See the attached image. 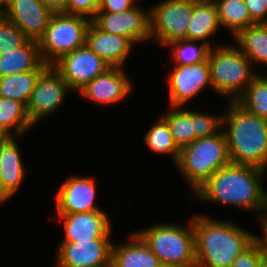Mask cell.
Masks as SVG:
<instances>
[{"instance_id": "cell-32", "label": "cell", "mask_w": 267, "mask_h": 267, "mask_svg": "<svg viewBox=\"0 0 267 267\" xmlns=\"http://www.w3.org/2000/svg\"><path fill=\"white\" fill-rule=\"evenodd\" d=\"M27 40L16 24L0 16V53L13 51Z\"/></svg>"}, {"instance_id": "cell-11", "label": "cell", "mask_w": 267, "mask_h": 267, "mask_svg": "<svg viewBox=\"0 0 267 267\" xmlns=\"http://www.w3.org/2000/svg\"><path fill=\"white\" fill-rule=\"evenodd\" d=\"M139 3L124 12H96L91 22L106 33L129 38L136 46L150 43V8Z\"/></svg>"}, {"instance_id": "cell-19", "label": "cell", "mask_w": 267, "mask_h": 267, "mask_svg": "<svg viewBox=\"0 0 267 267\" xmlns=\"http://www.w3.org/2000/svg\"><path fill=\"white\" fill-rule=\"evenodd\" d=\"M85 46L103 59L110 67L126 68L129 56L137 46L124 36L106 33L90 22L85 34Z\"/></svg>"}, {"instance_id": "cell-46", "label": "cell", "mask_w": 267, "mask_h": 267, "mask_svg": "<svg viewBox=\"0 0 267 267\" xmlns=\"http://www.w3.org/2000/svg\"><path fill=\"white\" fill-rule=\"evenodd\" d=\"M112 265H104V266H99V267H111Z\"/></svg>"}, {"instance_id": "cell-13", "label": "cell", "mask_w": 267, "mask_h": 267, "mask_svg": "<svg viewBox=\"0 0 267 267\" xmlns=\"http://www.w3.org/2000/svg\"><path fill=\"white\" fill-rule=\"evenodd\" d=\"M126 68L110 67L104 73L97 76L92 81L88 82L78 94L81 99L93 102L99 106H112L122 102H126L127 107L130 106L127 102V97L132 95L134 91L133 80L129 77Z\"/></svg>"}, {"instance_id": "cell-47", "label": "cell", "mask_w": 267, "mask_h": 267, "mask_svg": "<svg viewBox=\"0 0 267 267\" xmlns=\"http://www.w3.org/2000/svg\"><path fill=\"white\" fill-rule=\"evenodd\" d=\"M265 76H267V69L265 70V72L263 73Z\"/></svg>"}, {"instance_id": "cell-30", "label": "cell", "mask_w": 267, "mask_h": 267, "mask_svg": "<svg viewBox=\"0 0 267 267\" xmlns=\"http://www.w3.org/2000/svg\"><path fill=\"white\" fill-rule=\"evenodd\" d=\"M261 73L235 102L250 114L267 120V76Z\"/></svg>"}, {"instance_id": "cell-29", "label": "cell", "mask_w": 267, "mask_h": 267, "mask_svg": "<svg viewBox=\"0 0 267 267\" xmlns=\"http://www.w3.org/2000/svg\"><path fill=\"white\" fill-rule=\"evenodd\" d=\"M164 48H168L170 53V65H191L206 61L211 47L201 41L188 39L175 40L166 44Z\"/></svg>"}, {"instance_id": "cell-36", "label": "cell", "mask_w": 267, "mask_h": 267, "mask_svg": "<svg viewBox=\"0 0 267 267\" xmlns=\"http://www.w3.org/2000/svg\"><path fill=\"white\" fill-rule=\"evenodd\" d=\"M251 20L257 23H267V7L263 0H244Z\"/></svg>"}, {"instance_id": "cell-44", "label": "cell", "mask_w": 267, "mask_h": 267, "mask_svg": "<svg viewBox=\"0 0 267 267\" xmlns=\"http://www.w3.org/2000/svg\"><path fill=\"white\" fill-rule=\"evenodd\" d=\"M0 205H1V163H0Z\"/></svg>"}, {"instance_id": "cell-25", "label": "cell", "mask_w": 267, "mask_h": 267, "mask_svg": "<svg viewBox=\"0 0 267 267\" xmlns=\"http://www.w3.org/2000/svg\"><path fill=\"white\" fill-rule=\"evenodd\" d=\"M221 27L227 30L233 39L241 30L255 24L248 12L244 0H213Z\"/></svg>"}, {"instance_id": "cell-35", "label": "cell", "mask_w": 267, "mask_h": 267, "mask_svg": "<svg viewBox=\"0 0 267 267\" xmlns=\"http://www.w3.org/2000/svg\"><path fill=\"white\" fill-rule=\"evenodd\" d=\"M140 0H100L97 12H124L133 8Z\"/></svg>"}, {"instance_id": "cell-33", "label": "cell", "mask_w": 267, "mask_h": 267, "mask_svg": "<svg viewBox=\"0 0 267 267\" xmlns=\"http://www.w3.org/2000/svg\"><path fill=\"white\" fill-rule=\"evenodd\" d=\"M263 258L261 246L258 241L255 240L232 262L231 267H259Z\"/></svg>"}, {"instance_id": "cell-45", "label": "cell", "mask_w": 267, "mask_h": 267, "mask_svg": "<svg viewBox=\"0 0 267 267\" xmlns=\"http://www.w3.org/2000/svg\"><path fill=\"white\" fill-rule=\"evenodd\" d=\"M265 178H266V182H267V167L265 168Z\"/></svg>"}, {"instance_id": "cell-16", "label": "cell", "mask_w": 267, "mask_h": 267, "mask_svg": "<svg viewBox=\"0 0 267 267\" xmlns=\"http://www.w3.org/2000/svg\"><path fill=\"white\" fill-rule=\"evenodd\" d=\"M55 216L57 222L63 224V236L60 242L113 238V220L106 210Z\"/></svg>"}, {"instance_id": "cell-1", "label": "cell", "mask_w": 267, "mask_h": 267, "mask_svg": "<svg viewBox=\"0 0 267 267\" xmlns=\"http://www.w3.org/2000/svg\"><path fill=\"white\" fill-rule=\"evenodd\" d=\"M265 170L230 162L217 170L191 196L197 204H219L251 212L260 225L267 212ZM265 184V185H264ZM258 216V217H257Z\"/></svg>"}, {"instance_id": "cell-4", "label": "cell", "mask_w": 267, "mask_h": 267, "mask_svg": "<svg viewBox=\"0 0 267 267\" xmlns=\"http://www.w3.org/2000/svg\"><path fill=\"white\" fill-rule=\"evenodd\" d=\"M214 46L208 54L213 93L235 101L260 74L251 61L231 41Z\"/></svg>"}, {"instance_id": "cell-43", "label": "cell", "mask_w": 267, "mask_h": 267, "mask_svg": "<svg viewBox=\"0 0 267 267\" xmlns=\"http://www.w3.org/2000/svg\"><path fill=\"white\" fill-rule=\"evenodd\" d=\"M158 267H175V266L168 265V264H165V263H160Z\"/></svg>"}, {"instance_id": "cell-12", "label": "cell", "mask_w": 267, "mask_h": 267, "mask_svg": "<svg viewBox=\"0 0 267 267\" xmlns=\"http://www.w3.org/2000/svg\"><path fill=\"white\" fill-rule=\"evenodd\" d=\"M93 177L95 176L68 175L56 188L53 202L56 212L54 215L104 210L96 202L97 192L100 190H98V180Z\"/></svg>"}, {"instance_id": "cell-7", "label": "cell", "mask_w": 267, "mask_h": 267, "mask_svg": "<svg viewBox=\"0 0 267 267\" xmlns=\"http://www.w3.org/2000/svg\"><path fill=\"white\" fill-rule=\"evenodd\" d=\"M90 22L89 18L80 15L53 13L38 41L43 62L52 65L62 55L83 47Z\"/></svg>"}, {"instance_id": "cell-20", "label": "cell", "mask_w": 267, "mask_h": 267, "mask_svg": "<svg viewBox=\"0 0 267 267\" xmlns=\"http://www.w3.org/2000/svg\"><path fill=\"white\" fill-rule=\"evenodd\" d=\"M124 242L112 245V267H158L161 263L142 237L132 229Z\"/></svg>"}, {"instance_id": "cell-5", "label": "cell", "mask_w": 267, "mask_h": 267, "mask_svg": "<svg viewBox=\"0 0 267 267\" xmlns=\"http://www.w3.org/2000/svg\"><path fill=\"white\" fill-rule=\"evenodd\" d=\"M230 162L227 138L222 129L213 136L198 138L182 147L174 167L185 179L191 196L217 170Z\"/></svg>"}, {"instance_id": "cell-18", "label": "cell", "mask_w": 267, "mask_h": 267, "mask_svg": "<svg viewBox=\"0 0 267 267\" xmlns=\"http://www.w3.org/2000/svg\"><path fill=\"white\" fill-rule=\"evenodd\" d=\"M53 12L41 0H10L2 16L17 25L28 40L39 41Z\"/></svg>"}, {"instance_id": "cell-21", "label": "cell", "mask_w": 267, "mask_h": 267, "mask_svg": "<svg viewBox=\"0 0 267 267\" xmlns=\"http://www.w3.org/2000/svg\"><path fill=\"white\" fill-rule=\"evenodd\" d=\"M222 30L217 8L213 0H193V14L186 30V39L207 43L211 48L223 42L211 39Z\"/></svg>"}, {"instance_id": "cell-3", "label": "cell", "mask_w": 267, "mask_h": 267, "mask_svg": "<svg viewBox=\"0 0 267 267\" xmlns=\"http://www.w3.org/2000/svg\"><path fill=\"white\" fill-rule=\"evenodd\" d=\"M223 130L230 161L265 170L267 167V120L250 114L235 101L223 107Z\"/></svg>"}, {"instance_id": "cell-41", "label": "cell", "mask_w": 267, "mask_h": 267, "mask_svg": "<svg viewBox=\"0 0 267 267\" xmlns=\"http://www.w3.org/2000/svg\"><path fill=\"white\" fill-rule=\"evenodd\" d=\"M260 226L267 229V212H266V216H265L264 220L262 221V223L260 224Z\"/></svg>"}, {"instance_id": "cell-38", "label": "cell", "mask_w": 267, "mask_h": 267, "mask_svg": "<svg viewBox=\"0 0 267 267\" xmlns=\"http://www.w3.org/2000/svg\"><path fill=\"white\" fill-rule=\"evenodd\" d=\"M260 233H256V240L261 246L262 252H263V257L265 260H267V229L261 227L259 225Z\"/></svg>"}, {"instance_id": "cell-22", "label": "cell", "mask_w": 267, "mask_h": 267, "mask_svg": "<svg viewBox=\"0 0 267 267\" xmlns=\"http://www.w3.org/2000/svg\"><path fill=\"white\" fill-rule=\"evenodd\" d=\"M49 66L41 58L38 41L27 40L13 51L0 53V77L47 69Z\"/></svg>"}, {"instance_id": "cell-9", "label": "cell", "mask_w": 267, "mask_h": 267, "mask_svg": "<svg viewBox=\"0 0 267 267\" xmlns=\"http://www.w3.org/2000/svg\"><path fill=\"white\" fill-rule=\"evenodd\" d=\"M73 94L67 82L50 65L37 80L28 103L26 112L32 125L36 127L44 119L52 118L66 104L68 95Z\"/></svg>"}, {"instance_id": "cell-34", "label": "cell", "mask_w": 267, "mask_h": 267, "mask_svg": "<svg viewBox=\"0 0 267 267\" xmlns=\"http://www.w3.org/2000/svg\"><path fill=\"white\" fill-rule=\"evenodd\" d=\"M100 0H67L65 13L89 18L95 16L99 9Z\"/></svg>"}, {"instance_id": "cell-48", "label": "cell", "mask_w": 267, "mask_h": 267, "mask_svg": "<svg viewBox=\"0 0 267 267\" xmlns=\"http://www.w3.org/2000/svg\"><path fill=\"white\" fill-rule=\"evenodd\" d=\"M263 1H264L265 5H266V7H267V0H263Z\"/></svg>"}, {"instance_id": "cell-40", "label": "cell", "mask_w": 267, "mask_h": 267, "mask_svg": "<svg viewBox=\"0 0 267 267\" xmlns=\"http://www.w3.org/2000/svg\"><path fill=\"white\" fill-rule=\"evenodd\" d=\"M10 0H0V9H3L9 4Z\"/></svg>"}, {"instance_id": "cell-2", "label": "cell", "mask_w": 267, "mask_h": 267, "mask_svg": "<svg viewBox=\"0 0 267 267\" xmlns=\"http://www.w3.org/2000/svg\"><path fill=\"white\" fill-rule=\"evenodd\" d=\"M196 267H231L255 240L256 234L231 219L193 214Z\"/></svg>"}, {"instance_id": "cell-23", "label": "cell", "mask_w": 267, "mask_h": 267, "mask_svg": "<svg viewBox=\"0 0 267 267\" xmlns=\"http://www.w3.org/2000/svg\"><path fill=\"white\" fill-rule=\"evenodd\" d=\"M231 41L255 68L263 67V71L267 69V23L250 25L241 30Z\"/></svg>"}, {"instance_id": "cell-6", "label": "cell", "mask_w": 267, "mask_h": 267, "mask_svg": "<svg viewBox=\"0 0 267 267\" xmlns=\"http://www.w3.org/2000/svg\"><path fill=\"white\" fill-rule=\"evenodd\" d=\"M183 225L158 222L135 231L148 244L161 263L175 267H196L193 214Z\"/></svg>"}, {"instance_id": "cell-8", "label": "cell", "mask_w": 267, "mask_h": 267, "mask_svg": "<svg viewBox=\"0 0 267 267\" xmlns=\"http://www.w3.org/2000/svg\"><path fill=\"white\" fill-rule=\"evenodd\" d=\"M156 3L150 5V43L162 48L172 41L186 39L193 0H160Z\"/></svg>"}, {"instance_id": "cell-28", "label": "cell", "mask_w": 267, "mask_h": 267, "mask_svg": "<svg viewBox=\"0 0 267 267\" xmlns=\"http://www.w3.org/2000/svg\"><path fill=\"white\" fill-rule=\"evenodd\" d=\"M45 70L34 69L22 74L0 77V97L21 101L26 106L39 76Z\"/></svg>"}, {"instance_id": "cell-42", "label": "cell", "mask_w": 267, "mask_h": 267, "mask_svg": "<svg viewBox=\"0 0 267 267\" xmlns=\"http://www.w3.org/2000/svg\"><path fill=\"white\" fill-rule=\"evenodd\" d=\"M259 267H267V260L263 258L259 264Z\"/></svg>"}, {"instance_id": "cell-37", "label": "cell", "mask_w": 267, "mask_h": 267, "mask_svg": "<svg viewBox=\"0 0 267 267\" xmlns=\"http://www.w3.org/2000/svg\"><path fill=\"white\" fill-rule=\"evenodd\" d=\"M47 8L53 13L64 12L67 6V0H41Z\"/></svg>"}, {"instance_id": "cell-39", "label": "cell", "mask_w": 267, "mask_h": 267, "mask_svg": "<svg viewBox=\"0 0 267 267\" xmlns=\"http://www.w3.org/2000/svg\"><path fill=\"white\" fill-rule=\"evenodd\" d=\"M11 135L0 126V145L3 144Z\"/></svg>"}, {"instance_id": "cell-14", "label": "cell", "mask_w": 267, "mask_h": 267, "mask_svg": "<svg viewBox=\"0 0 267 267\" xmlns=\"http://www.w3.org/2000/svg\"><path fill=\"white\" fill-rule=\"evenodd\" d=\"M77 93L110 66L85 45L62 55L51 65Z\"/></svg>"}, {"instance_id": "cell-24", "label": "cell", "mask_w": 267, "mask_h": 267, "mask_svg": "<svg viewBox=\"0 0 267 267\" xmlns=\"http://www.w3.org/2000/svg\"><path fill=\"white\" fill-rule=\"evenodd\" d=\"M155 120L142 138L144 144L155 155L170 156L175 165L180 156V148L175 143L167 122L160 115Z\"/></svg>"}, {"instance_id": "cell-31", "label": "cell", "mask_w": 267, "mask_h": 267, "mask_svg": "<svg viewBox=\"0 0 267 267\" xmlns=\"http://www.w3.org/2000/svg\"><path fill=\"white\" fill-rule=\"evenodd\" d=\"M223 128V112L207 113L204 111H199L194 109V131H195V140L198 138L210 137Z\"/></svg>"}, {"instance_id": "cell-27", "label": "cell", "mask_w": 267, "mask_h": 267, "mask_svg": "<svg viewBox=\"0 0 267 267\" xmlns=\"http://www.w3.org/2000/svg\"><path fill=\"white\" fill-rule=\"evenodd\" d=\"M0 126L11 136H23L34 130L26 106L18 100L0 97Z\"/></svg>"}, {"instance_id": "cell-17", "label": "cell", "mask_w": 267, "mask_h": 267, "mask_svg": "<svg viewBox=\"0 0 267 267\" xmlns=\"http://www.w3.org/2000/svg\"><path fill=\"white\" fill-rule=\"evenodd\" d=\"M25 136H10L0 145L1 206L7 205V202L12 201L16 194L18 195L20 187L24 185L25 177L31 172L30 166L25 167L26 163L20 147V141L23 140L21 138Z\"/></svg>"}, {"instance_id": "cell-26", "label": "cell", "mask_w": 267, "mask_h": 267, "mask_svg": "<svg viewBox=\"0 0 267 267\" xmlns=\"http://www.w3.org/2000/svg\"><path fill=\"white\" fill-rule=\"evenodd\" d=\"M186 107H171L160 116L167 122L174 141L181 149L195 140L194 109Z\"/></svg>"}, {"instance_id": "cell-10", "label": "cell", "mask_w": 267, "mask_h": 267, "mask_svg": "<svg viewBox=\"0 0 267 267\" xmlns=\"http://www.w3.org/2000/svg\"><path fill=\"white\" fill-rule=\"evenodd\" d=\"M164 81L168 106L187 107L200 93L212 92L208 60L191 65H170Z\"/></svg>"}, {"instance_id": "cell-15", "label": "cell", "mask_w": 267, "mask_h": 267, "mask_svg": "<svg viewBox=\"0 0 267 267\" xmlns=\"http://www.w3.org/2000/svg\"><path fill=\"white\" fill-rule=\"evenodd\" d=\"M112 239L59 242L53 267H99L112 265ZM58 247V248H57Z\"/></svg>"}]
</instances>
